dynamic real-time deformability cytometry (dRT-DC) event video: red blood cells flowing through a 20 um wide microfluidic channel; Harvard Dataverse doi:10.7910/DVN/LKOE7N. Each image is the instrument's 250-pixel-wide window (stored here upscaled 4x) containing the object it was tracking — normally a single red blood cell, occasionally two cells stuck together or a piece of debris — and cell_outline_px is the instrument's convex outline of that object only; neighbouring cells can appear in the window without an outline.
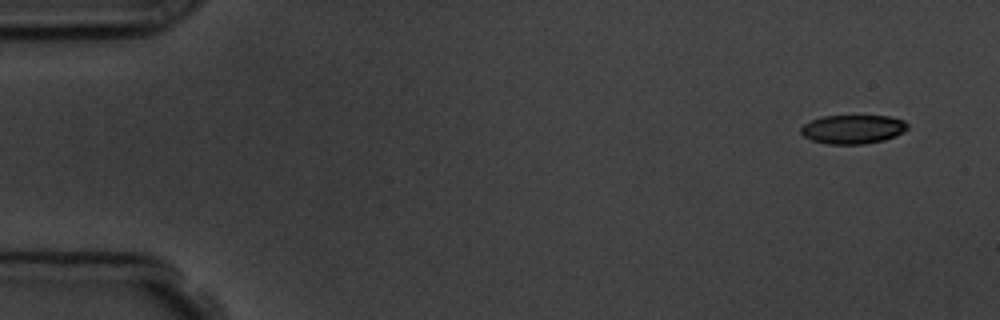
{"species": "common noctule bat (a hibernating species)", "species_latin": "Nyctalus noctula", "temperature_condition": "room temperature", "stored_images_in_passage": 6, "segment_of_instrument_passage": [2, 2], "camera_frame_rate_fps": 3000, "um_per_image_px": 0.085, "animal": {"sex": "male", "body_mass_g": 19.5, "forearm_length_mm": 54.6}, "frame": {"image": 1, "passage_image": 6, "time_ms": 6.667, "image_size_px": [1000, 320], "cell_outline_px": [[908, 128], [896, 136], [884, 140], [864, 144], [828, 144], [812, 140], [804, 136], [800, 132], [800, 128], [804, 124], [820, 116], [888, 116], [904, 120], [908, 124]], "centroid_in_image_um": [72.49, 10.98], "position_along_channel_um": 12.5, "area_um2": 17.98}}